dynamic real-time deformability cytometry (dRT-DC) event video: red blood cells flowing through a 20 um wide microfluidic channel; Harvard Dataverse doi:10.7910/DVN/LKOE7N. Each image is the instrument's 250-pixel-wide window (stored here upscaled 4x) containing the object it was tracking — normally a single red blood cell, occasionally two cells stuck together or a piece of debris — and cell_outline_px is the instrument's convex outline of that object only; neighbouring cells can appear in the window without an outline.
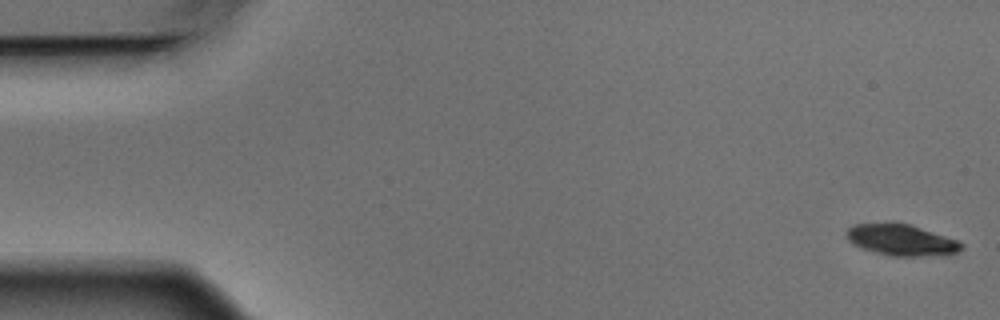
{"species": "Egyptian fruit bat (a non-hibernating species)", "species_latin": "Rousettus aegyptiacus", "temperature_condition": "warm", "stored_images_in_passage": 6, "camera_frame_rate_fps": 3000, "um_per_image_px": 0.085, "animal": {"sex": "male"}, "frame": {"image": 1, "passage_image": 1, "time_ms": 0.0, "image_size_px": [1000, 320], "cell_outline_px": [[964, 248], [956, 252], [940, 256], [892, 256], [860, 248], [852, 244], [848, 240], [844, 232], [852, 224], [888, 220], [912, 224], [956, 240], [964, 244]], "centroid_in_image_um": [76.55, 20.36], "position_along_channel_um": 8.4, "area_um2": 21.73}}
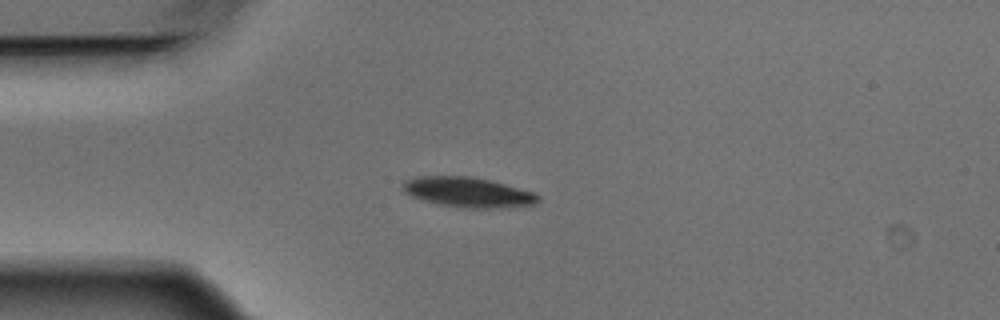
{"frame": {"image": 2, "passage_image": 4, "time_ms": 1.0, "image_size_px": [1000, 320], "cell_outline_px": [[540, 200], [536, 204], [500, 208], [464, 208], [440, 204], [424, 200], [412, 196], [404, 192], [400, 188], [404, 180], [416, 176], [472, 176], [492, 180], [536, 192], [540, 196]], "centroid_in_image_um": [39.8, 16.33], "position_along_channel_um": 45.2, "area_um2": 24.04}}
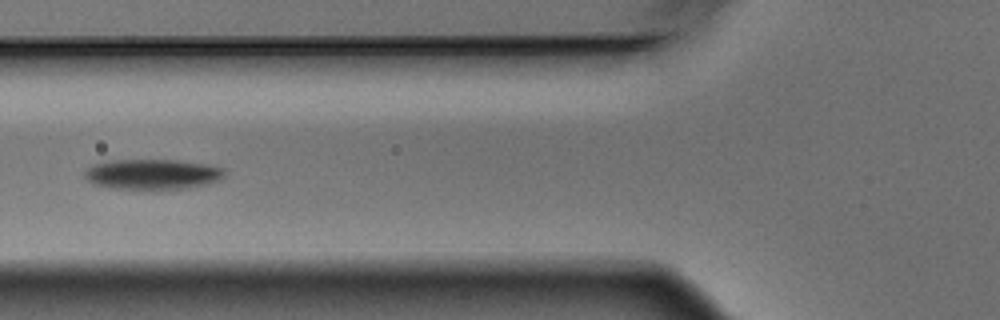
{"frame": {"image": 3, "passage_image": 6, "time_ms": 1.667, "image_size_px": [1000, 320], "cell_outline_px": [[224, 176], [220, 180], [208, 184], [188, 188], [108, 188], [92, 184], [84, 176], [84, 172], [88, 168], [96, 164], [116, 160], [176, 160], [208, 164], [224, 168]], "centroid_in_image_um": [12.99, 14.8], "position_along_channel_um": 112.8, "area_um2": 24.45}}